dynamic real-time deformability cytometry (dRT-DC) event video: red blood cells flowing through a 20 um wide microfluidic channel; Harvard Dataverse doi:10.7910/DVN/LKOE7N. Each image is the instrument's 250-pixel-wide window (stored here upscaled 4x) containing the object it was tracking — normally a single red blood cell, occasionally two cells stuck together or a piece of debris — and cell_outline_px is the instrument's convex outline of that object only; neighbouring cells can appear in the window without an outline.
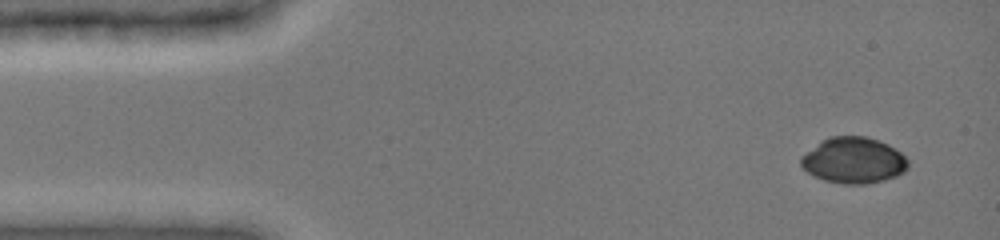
{"species": "common noctule bat (a hibernating species)", "species_latin": "Nyctalus noctula", "temperature_condition": "cold", "stored_images_in_passage": 8, "camera_frame_rate_fps": 3000, "um_per_image_px": 0.085, "animal": {"sex": "female", "body_mass_g": 19.0, "forearm_length_mm": 51.5}, "frame": {"image": 1, "passage_image": 1, "time_ms": 0.0, "image_size_px": [1000, 240], "cell_outline_px": [[908, 168], [904, 172], [896, 176], [884, 180], [864, 184], [844, 184], [824, 180], [808, 172], [800, 164], [800, 156], [820, 140], [828, 136], [864, 136], [888, 144], [900, 152], [908, 160]], "centroid_in_image_um": [72.53, 13.62], "position_along_channel_um": 12.5, "area_um2": 28.78}}